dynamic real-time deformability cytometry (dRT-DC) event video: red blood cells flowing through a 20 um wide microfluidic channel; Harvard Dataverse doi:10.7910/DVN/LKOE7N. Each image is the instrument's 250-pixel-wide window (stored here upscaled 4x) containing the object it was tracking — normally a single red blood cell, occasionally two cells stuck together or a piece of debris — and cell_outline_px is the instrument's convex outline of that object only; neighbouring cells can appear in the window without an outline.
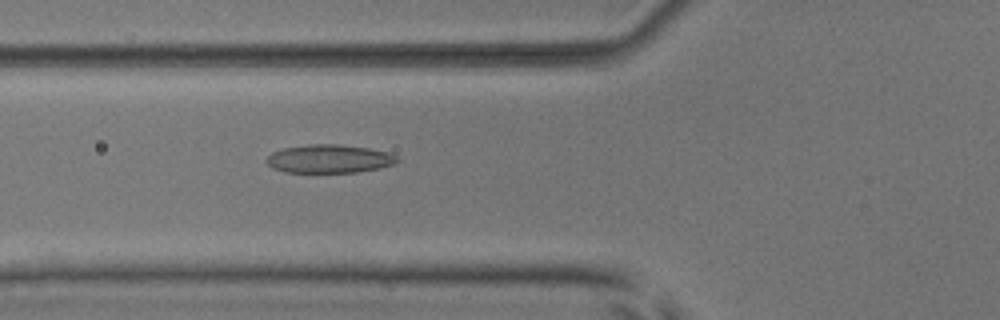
{"species": "common noctule bat (a hibernating species)", "species_latin": "Nyctalus noctula", "temperature_condition": "room temperature", "stored_images_in_passage": 53, "camera_frame_rate_fps": 3000, "um_per_image_px": 0.085, "animal": {"sex": "male", "body_mass_g": 17.9, "forearm_length_mm": 54.2}, "frame": {"image": 1, "passage_image": 20, "time_ms": 6.333, "image_size_px": [1000, 320], "cell_outline_px": [[400, 160], [392, 164], [380, 168], [356, 172], [284, 172], [272, 168], [264, 160], [272, 152], [284, 148], [308, 144], [340, 144], [368, 148], [388, 152], [396, 156]], "centroid_in_image_um": [27.96, 13.49], "position_along_channel_um": 97.8, "area_um2": 21.62}}
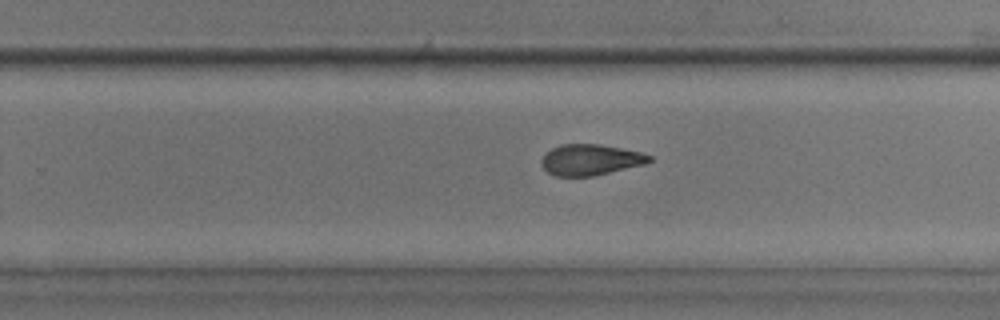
{"frame": {"image": 2, "passage_image": 34, "time_ms": 11.0, "image_size_px": [1000, 320], "cell_outline_px": [[652, 160], [644, 164], [592, 176], [556, 176], [548, 172], [540, 164], [540, 160], [552, 148], [560, 144], [600, 144], [640, 152], [652, 156]], "centroid_in_image_um": [50.17, 13.57], "position_along_channel_um": 279.6, "area_um2": 19.25}}
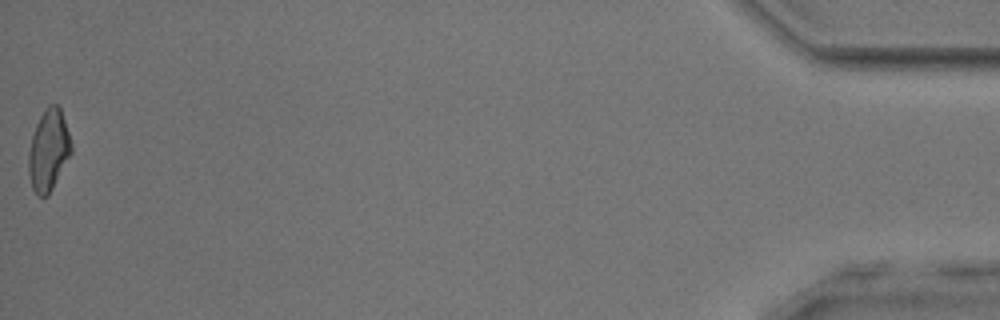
{"frame": {"image": 3, "passage_image": 53, "time_ms": 17.333, "image_size_px": [1000, 320], "cell_outline_px": [[72, 152], [48, 196], [40, 196], [32, 188], [28, 172], [28, 152], [32, 136], [36, 124], [44, 108], [48, 104], [56, 104], [60, 108], [72, 144]], "centroid_in_image_um": [4.12, 12.76], "position_along_channel_um": 431.1, "area_um2": 20.11}, "authors_computed_cell_mechanics": {"area_um2": 20.6924, "velocity_mm_per_s": 3.9048, "shape_relaxation_time_tau1_ms": 3.7697, "shape_relaxation_time_tau2_ms": 1.787, "deformation_change_tau1": 0.1166, "deformation_change_tau2": 0.0829}}